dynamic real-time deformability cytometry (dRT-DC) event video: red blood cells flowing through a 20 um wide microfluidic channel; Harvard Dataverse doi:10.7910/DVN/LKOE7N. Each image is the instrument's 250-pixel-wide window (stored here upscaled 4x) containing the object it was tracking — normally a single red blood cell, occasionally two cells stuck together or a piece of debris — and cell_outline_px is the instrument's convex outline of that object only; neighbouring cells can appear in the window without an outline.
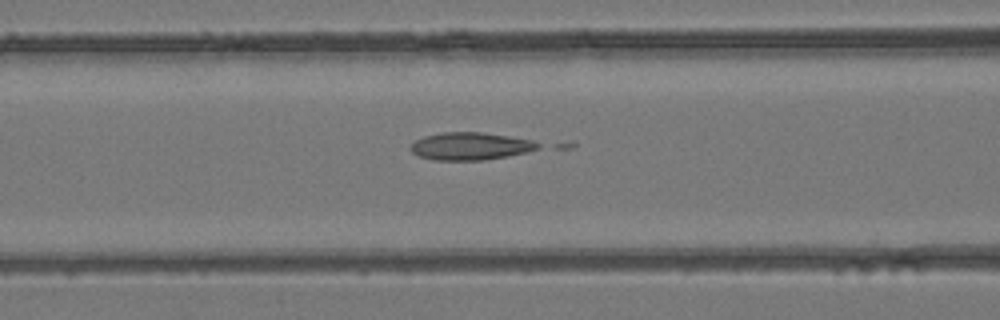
{"species": "common noctule bat (a hibernating species)", "species_latin": "Nyctalus noctula", "temperature_condition": "room temperature", "stored_images_in_passage": 17, "camera_frame_rate_fps": 3000, "um_per_image_px": 0.085, "animal": {"sex": "female", "body_mass_g": 24.6, "forearm_length_mm": 56.2}, "frame": {"image": 1, "passage_image": 7, "time_ms": 2.0, "image_size_px": [1000, 320], "cell_outline_px": [[540, 148], [508, 156], [484, 160], [436, 160], [420, 156], [412, 152], [408, 148], [416, 140], [424, 136], [444, 132], [484, 132], [532, 140], [540, 144]], "centroid_in_image_um": [39.97, 12.42], "position_along_channel_um": 126.6, "area_um2": 20.35}}
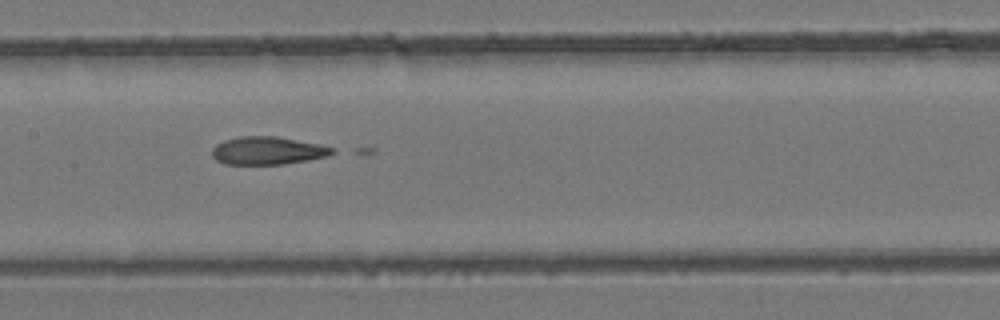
{"frame": {"image": 2, "passage_image": 11, "time_ms": 3.333, "image_size_px": [1000, 320], "cell_outline_px": [[336, 152], [328, 156], [308, 160], [284, 164], [224, 164], [216, 160], [212, 156], [212, 148], [216, 144], [224, 140], [240, 136], [276, 136], [320, 144], [336, 148]], "centroid_in_image_um": [22.77, 12.8], "position_along_channel_um": 184.6, "area_um2": 19.71}}
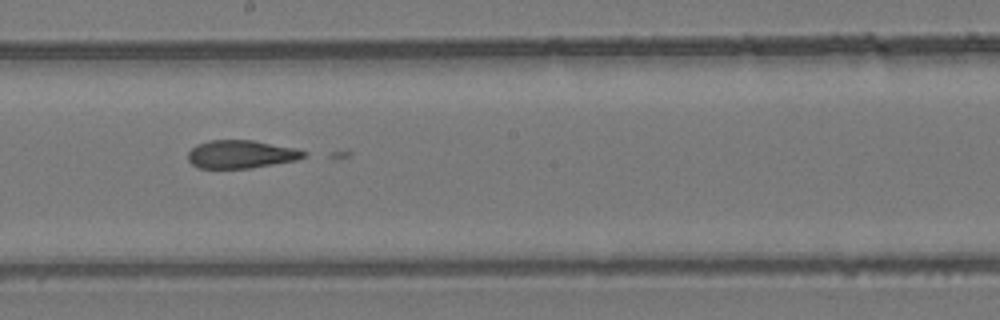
{"frame": {"image": 3, "passage_image": 14, "time_ms": 4.333, "image_size_px": [1000, 320], "cell_outline_px": [[308, 156], [296, 160], [252, 168], [196, 168], [188, 160], [188, 152], [196, 144], [208, 140], [252, 140], [296, 148], [308, 152]], "centroid_in_image_um": [20.5, 13.11], "position_along_channel_um": 227.7, "area_um2": 19.13}}